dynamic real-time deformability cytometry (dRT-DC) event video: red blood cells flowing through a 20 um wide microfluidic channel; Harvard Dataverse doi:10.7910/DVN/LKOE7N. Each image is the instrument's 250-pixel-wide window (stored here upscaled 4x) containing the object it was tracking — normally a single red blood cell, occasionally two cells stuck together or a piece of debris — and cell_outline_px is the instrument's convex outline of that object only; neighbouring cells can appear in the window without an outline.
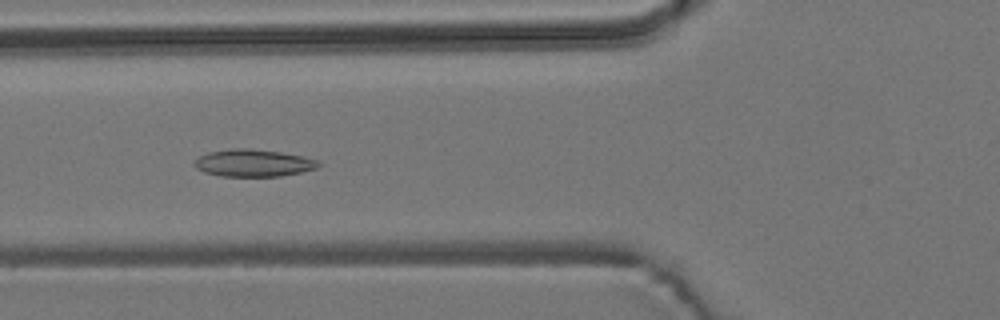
{"species": "common noctule bat (a hibernating species)", "species_latin": "Nyctalus noctula", "temperature_condition": "room temperature", "stored_images_in_passage": 57, "segment_of_instrument_passage": [1, 2], "camera_frame_rate_fps": 3000, "um_per_image_px": 0.085, "animal": {"sex": "male", "body_mass_g": 19.2, "forearm_length_mm": 51.8}, "frame": {"image": 1, "passage_image": 21, "time_ms": 6.667, "image_size_px": [1000, 320], "cell_outline_px": [[320, 164], [316, 168], [300, 172], [280, 176], [220, 176], [204, 172], [196, 168], [192, 164], [200, 156], [208, 152], [232, 148], [252, 148], [280, 152], [304, 156], [320, 160]], "centroid_in_image_um": [21.53, 13.84], "position_along_channel_um": 104.3, "area_um2": 19.77}}
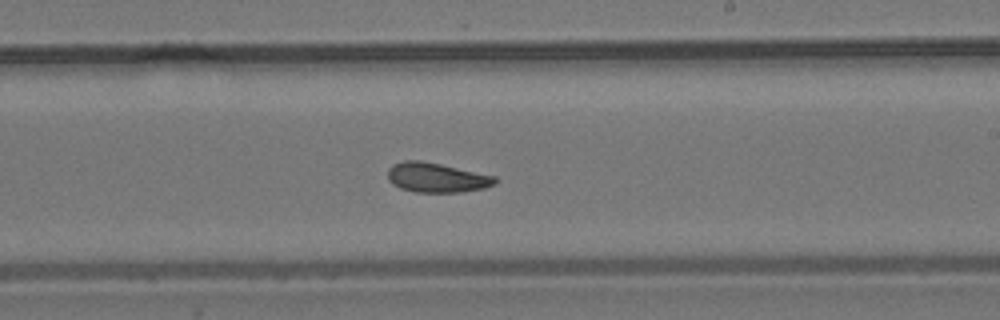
{"frame": {"image": 2, "passage_image": 33, "time_ms": 10.667, "image_size_px": [1000, 320], "cell_outline_px": [[496, 184], [484, 188], [464, 192], [416, 192], [400, 188], [392, 184], [388, 180], [388, 168], [392, 164], [404, 160], [420, 160], [440, 164], [496, 176]], "centroid_in_image_um": [37.09, 15.09], "position_along_channel_um": 251.9, "area_um2": 18.61}}
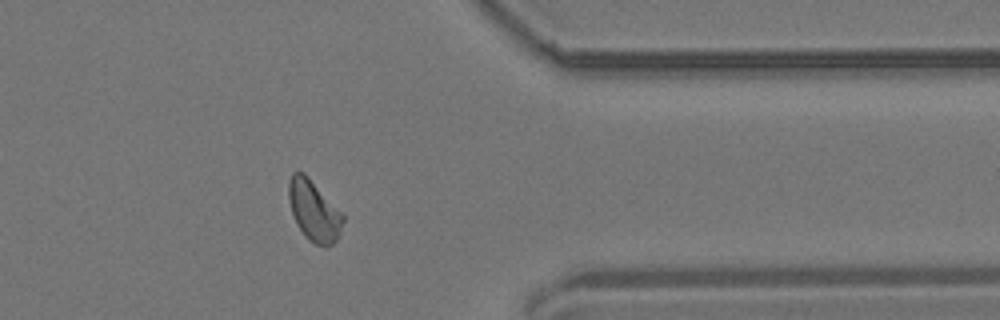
{"frame": {"image": 3, "passage_image": 45, "time_ms": 14.667, "image_size_px": [1000, 320], "cell_outline_px": [[344, 220], [336, 240], [332, 244], [324, 248], [308, 240], [304, 236], [296, 224], [288, 200], [288, 180], [292, 172], [304, 172], [344, 212]], "centroid_in_image_um": [26.69, 17.9], "position_along_channel_um": 384.7, "area_um2": 19.65}}